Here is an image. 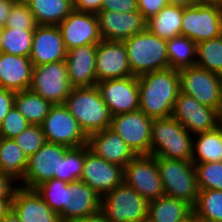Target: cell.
Instances as JSON below:
<instances>
[{"mask_svg": "<svg viewBox=\"0 0 222 222\" xmlns=\"http://www.w3.org/2000/svg\"><path fill=\"white\" fill-rule=\"evenodd\" d=\"M41 128L46 142L69 148L87 145L88 137L64 104L51 106Z\"/></svg>", "mask_w": 222, "mask_h": 222, "instance_id": "30bf717a", "label": "cell"}, {"mask_svg": "<svg viewBox=\"0 0 222 222\" xmlns=\"http://www.w3.org/2000/svg\"><path fill=\"white\" fill-rule=\"evenodd\" d=\"M197 44L183 35L167 40L170 68L180 70L195 66Z\"/></svg>", "mask_w": 222, "mask_h": 222, "instance_id": "1f68e13d", "label": "cell"}, {"mask_svg": "<svg viewBox=\"0 0 222 222\" xmlns=\"http://www.w3.org/2000/svg\"><path fill=\"white\" fill-rule=\"evenodd\" d=\"M3 35V27L0 26V52H1V39Z\"/></svg>", "mask_w": 222, "mask_h": 222, "instance_id": "6f0895ef", "label": "cell"}, {"mask_svg": "<svg viewBox=\"0 0 222 222\" xmlns=\"http://www.w3.org/2000/svg\"><path fill=\"white\" fill-rule=\"evenodd\" d=\"M193 217L201 222H222V191L199 190Z\"/></svg>", "mask_w": 222, "mask_h": 222, "instance_id": "d6a6232c", "label": "cell"}, {"mask_svg": "<svg viewBox=\"0 0 222 222\" xmlns=\"http://www.w3.org/2000/svg\"><path fill=\"white\" fill-rule=\"evenodd\" d=\"M29 125L30 123L13 105L0 124V137L13 139L23 132Z\"/></svg>", "mask_w": 222, "mask_h": 222, "instance_id": "60d3db41", "label": "cell"}, {"mask_svg": "<svg viewBox=\"0 0 222 222\" xmlns=\"http://www.w3.org/2000/svg\"><path fill=\"white\" fill-rule=\"evenodd\" d=\"M195 66L222 76V35L197 43Z\"/></svg>", "mask_w": 222, "mask_h": 222, "instance_id": "836d02e7", "label": "cell"}, {"mask_svg": "<svg viewBox=\"0 0 222 222\" xmlns=\"http://www.w3.org/2000/svg\"><path fill=\"white\" fill-rule=\"evenodd\" d=\"M15 0H0V26L5 27L11 7Z\"/></svg>", "mask_w": 222, "mask_h": 222, "instance_id": "7dc6e473", "label": "cell"}, {"mask_svg": "<svg viewBox=\"0 0 222 222\" xmlns=\"http://www.w3.org/2000/svg\"><path fill=\"white\" fill-rule=\"evenodd\" d=\"M123 182L136 190L148 202L165 195L156 158L136 155L124 167Z\"/></svg>", "mask_w": 222, "mask_h": 222, "instance_id": "9c48e42d", "label": "cell"}, {"mask_svg": "<svg viewBox=\"0 0 222 222\" xmlns=\"http://www.w3.org/2000/svg\"><path fill=\"white\" fill-rule=\"evenodd\" d=\"M69 147L46 142L34 155L28 158L24 174V188L34 189L44 181L60 179L61 161Z\"/></svg>", "mask_w": 222, "mask_h": 222, "instance_id": "7c38bea8", "label": "cell"}, {"mask_svg": "<svg viewBox=\"0 0 222 222\" xmlns=\"http://www.w3.org/2000/svg\"><path fill=\"white\" fill-rule=\"evenodd\" d=\"M96 86L112 116L139 110L137 76L104 80Z\"/></svg>", "mask_w": 222, "mask_h": 222, "instance_id": "e0dca14e", "label": "cell"}, {"mask_svg": "<svg viewBox=\"0 0 222 222\" xmlns=\"http://www.w3.org/2000/svg\"><path fill=\"white\" fill-rule=\"evenodd\" d=\"M132 76L128 56L123 41L101 40L96 49L97 83L109 79Z\"/></svg>", "mask_w": 222, "mask_h": 222, "instance_id": "d6986e66", "label": "cell"}, {"mask_svg": "<svg viewBox=\"0 0 222 222\" xmlns=\"http://www.w3.org/2000/svg\"><path fill=\"white\" fill-rule=\"evenodd\" d=\"M96 16L102 40L124 41L146 30L147 20L139 11H99Z\"/></svg>", "mask_w": 222, "mask_h": 222, "instance_id": "ac0fdd59", "label": "cell"}, {"mask_svg": "<svg viewBox=\"0 0 222 222\" xmlns=\"http://www.w3.org/2000/svg\"><path fill=\"white\" fill-rule=\"evenodd\" d=\"M123 172L124 168L100 158L85 145V161L80 180L100 197L123 183Z\"/></svg>", "mask_w": 222, "mask_h": 222, "instance_id": "9a60e30c", "label": "cell"}, {"mask_svg": "<svg viewBox=\"0 0 222 222\" xmlns=\"http://www.w3.org/2000/svg\"><path fill=\"white\" fill-rule=\"evenodd\" d=\"M64 105L87 137L110 128L112 114L97 86L73 87Z\"/></svg>", "mask_w": 222, "mask_h": 222, "instance_id": "7a4b0ae2", "label": "cell"}, {"mask_svg": "<svg viewBox=\"0 0 222 222\" xmlns=\"http://www.w3.org/2000/svg\"><path fill=\"white\" fill-rule=\"evenodd\" d=\"M166 5H168L167 0H137L138 11L146 20L155 16Z\"/></svg>", "mask_w": 222, "mask_h": 222, "instance_id": "b9f144b4", "label": "cell"}, {"mask_svg": "<svg viewBox=\"0 0 222 222\" xmlns=\"http://www.w3.org/2000/svg\"><path fill=\"white\" fill-rule=\"evenodd\" d=\"M100 198L81 180L68 183L67 207L59 215L61 222H70L97 213L100 210Z\"/></svg>", "mask_w": 222, "mask_h": 222, "instance_id": "cb8c5ba5", "label": "cell"}, {"mask_svg": "<svg viewBox=\"0 0 222 222\" xmlns=\"http://www.w3.org/2000/svg\"><path fill=\"white\" fill-rule=\"evenodd\" d=\"M200 4L218 6L222 8V0H199Z\"/></svg>", "mask_w": 222, "mask_h": 222, "instance_id": "db71d44e", "label": "cell"}, {"mask_svg": "<svg viewBox=\"0 0 222 222\" xmlns=\"http://www.w3.org/2000/svg\"><path fill=\"white\" fill-rule=\"evenodd\" d=\"M166 196L183 200L195 206L199 188L192 161L155 157Z\"/></svg>", "mask_w": 222, "mask_h": 222, "instance_id": "5b68a950", "label": "cell"}, {"mask_svg": "<svg viewBox=\"0 0 222 222\" xmlns=\"http://www.w3.org/2000/svg\"><path fill=\"white\" fill-rule=\"evenodd\" d=\"M67 186L66 181L53 178L42 182L34 189L46 204L60 215L67 207Z\"/></svg>", "mask_w": 222, "mask_h": 222, "instance_id": "d590c367", "label": "cell"}, {"mask_svg": "<svg viewBox=\"0 0 222 222\" xmlns=\"http://www.w3.org/2000/svg\"><path fill=\"white\" fill-rule=\"evenodd\" d=\"M168 4L176 5L181 7H188L192 5H196L199 3V0H167Z\"/></svg>", "mask_w": 222, "mask_h": 222, "instance_id": "f907efd6", "label": "cell"}, {"mask_svg": "<svg viewBox=\"0 0 222 222\" xmlns=\"http://www.w3.org/2000/svg\"><path fill=\"white\" fill-rule=\"evenodd\" d=\"M180 92L194 97L199 103L216 109L222 76L191 66L178 70Z\"/></svg>", "mask_w": 222, "mask_h": 222, "instance_id": "4fadbf2b", "label": "cell"}, {"mask_svg": "<svg viewBox=\"0 0 222 222\" xmlns=\"http://www.w3.org/2000/svg\"><path fill=\"white\" fill-rule=\"evenodd\" d=\"M13 139L28 158L34 155L36 151L46 143L41 125L30 124L23 132Z\"/></svg>", "mask_w": 222, "mask_h": 222, "instance_id": "f35d334b", "label": "cell"}, {"mask_svg": "<svg viewBox=\"0 0 222 222\" xmlns=\"http://www.w3.org/2000/svg\"><path fill=\"white\" fill-rule=\"evenodd\" d=\"M74 9L87 13L97 14L102 9L104 0H72Z\"/></svg>", "mask_w": 222, "mask_h": 222, "instance_id": "f6af8a7d", "label": "cell"}, {"mask_svg": "<svg viewBox=\"0 0 222 222\" xmlns=\"http://www.w3.org/2000/svg\"><path fill=\"white\" fill-rule=\"evenodd\" d=\"M97 44L84 45L67 51L66 65L72 87H92L96 80Z\"/></svg>", "mask_w": 222, "mask_h": 222, "instance_id": "44dd1931", "label": "cell"}, {"mask_svg": "<svg viewBox=\"0 0 222 222\" xmlns=\"http://www.w3.org/2000/svg\"><path fill=\"white\" fill-rule=\"evenodd\" d=\"M15 184L0 171V199H13L14 192L18 187Z\"/></svg>", "mask_w": 222, "mask_h": 222, "instance_id": "bcb514c9", "label": "cell"}, {"mask_svg": "<svg viewBox=\"0 0 222 222\" xmlns=\"http://www.w3.org/2000/svg\"><path fill=\"white\" fill-rule=\"evenodd\" d=\"M152 119L141 110L112 116L110 129L117 133L136 155L151 154Z\"/></svg>", "mask_w": 222, "mask_h": 222, "instance_id": "8fae6325", "label": "cell"}, {"mask_svg": "<svg viewBox=\"0 0 222 222\" xmlns=\"http://www.w3.org/2000/svg\"><path fill=\"white\" fill-rule=\"evenodd\" d=\"M192 135L216 129L219 121L216 109L199 103L194 97L179 93L171 115Z\"/></svg>", "mask_w": 222, "mask_h": 222, "instance_id": "5bb4252c", "label": "cell"}, {"mask_svg": "<svg viewBox=\"0 0 222 222\" xmlns=\"http://www.w3.org/2000/svg\"><path fill=\"white\" fill-rule=\"evenodd\" d=\"M52 105L30 89L15 92L14 106L32 125H41Z\"/></svg>", "mask_w": 222, "mask_h": 222, "instance_id": "4dcf8cb0", "label": "cell"}, {"mask_svg": "<svg viewBox=\"0 0 222 222\" xmlns=\"http://www.w3.org/2000/svg\"><path fill=\"white\" fill-rule=\"evenodd\" d=\"M34 30L3 27L1 52L29 57L32 50Z\"/></svg>", "mask_w": 222, "mask_h": 222, "instance_id": "e575fe53", "label": "cell"}, {"mask_svg": "<svg viewBox=\"0 0 222 222\" xmlns=\"http://www.w3.org/2000/svg\"><path fill=\"white\" fill-rule=\"evenodd\" d=\"M199 190L222 191V162L194 164Z\"/></svg>", "mask_w": 222, "mask_h": 222, "instance_id": "74e56055", "label": "cell"}, {"mask_svg": "<svg viewBox=\"0 0 222 222\" xmlns=\"http://www.w3.org/2000/svg\"><path fill=\"white\" fill-rule=\"evenodd\" d=\"M65 49L98 44L102 38L96 14L73 10L59 25Z\"/></svg>", "mask_w": 222, "mask_h": 222, "instance_id": "2e32d148", "label": "cell"}, {"mask_svg": "<svg viewBox=\"0 0 222 222\" xmlns=\"http://www.w3.org/2000/svg\"><path fill=\"white\" fill-rule=\"evenodd\" d=\"M216 113H217L219 121L222 123V78H221V83L219 87V99H218V104L216 107Z\"/></svg>", "mask_w": 222, "mask_h": 222, "instance_id": "816d5d0a", "label": "cell"}, {"mask_svg": "<svg viewBox=\"0 0 222 222\" xmlns=\"http://www.w3.org/2000/svg\"><path fill=\"white\" fill-rule=\"evenodd\" d=\"M13 199H0V221L10 211Z\"/></svg>", "mask_w": 222, "mask_h": 222, "instance_id": "681fc988", "label": "cell"}, {"mask_svg": "<svg viewBox=\"0 0 222 222\" xmlns=\"http://www.w3.org/2000/svg\"><path fill=\"white\" fill-rule=\"evenodd\" d=\"M129 68L133 76L170 68L167 40L147 29L124 41Z\"/></svg>", "mask_w": 222, "mask_h": 222, "instance_id": "277c9868", "label": "cell"}, {"mask_svg": "<svg viewBox=\"0 0 222 222\" xmlns=\"http://www.w3.org/2000/svg\"><path fill=\"white\" fill-rule=\"evenodd\" d=\"M11 209L21 222H61L59 215L46 204L35 189L18 185Z\"/></svg>", "mask_w": 222, "mask_h": 222, "instance_id": "7402d4cb", "label": "cell"}, {"mask_svg": "<svg viewBox=\"0 0 222 222\" xmlns=\"http://www.w3.org/2000/svg\"><path fill=\"white\" fill-rule=\"evenodd\" d=\"M31 0H15L17 3L28 4Z\"/></svg>", "mask_w": 222, "mask_h": 222, "instance_id": "9f6ffc18", "label": "cell"}, {"mask_svg": "<svg viewBox=\"0 0 222 222\" xmlns=\"http://www.w3.org/2000/svg\"><path fill=\"white\" fill-rule=\"evenodd\" d=\"M27 165L28 157L14 139L0 137V171L13 182L17 181V185L20 183L19 186H21Z\"/></svg>", "mask_w": 222, "mask_h": 222, "instance_id": "4316f807", "label": "cell"}, {"mask_svg": "<svg viewBox=\"0 0 222 222\" xmlns=\"http://www.w3.org/2000/svg\"><path fill=\"white\" fill-rule=\"evenodd\" d=\"M15 92L0 87V124L14 105Z\"/></svg>", "mask_w": 222, "mask_h": 222, "instance_id": "ee69618b", "label": "cell"}, {"mask_svg": "<svg viewBox=\"0 0 222 222\" xmlns=\"http://www.w3.org/2000/svg\"><path fill=\"white\" fill-rule=\"evenodd\" d=\"M70 222H110L103 213L99 210L97 213L89 215L87 217L72 220Z\"/></svg>", "mask_w": 222, "mask_h": 222, "instance_id": "c3c4849f", "label": "cell"}, {"mask_svg": "<svg viewBox=\"0 0 222 222\" xmlns=\"http://www.w3.org/2000/svg\"><path fill=\"white\" fill-rule=\"evenodd\" d=\"M148 217L153 222H188L193 218V207L183 200L164 195L149 201Z\"/></svg>", "mask_w": 222, "mask_h": 222, "instance_id": "484cf974", "label": "cell"}, {"mask_svg": "<svg viewBox=\"0 0 222 222\" xmlns=\"http://www.w3.org/2000/svg\"><path fill=\"white\" fill-rule=\"evenodd\" d=\"M32 70L29 57L0 52V87L13 92L30 89Z\"/></svg>", "mask_w": 222, "mask_h": 222, "instance_id": "d4e9b609", "label": "cell"}, {"mask_svg": "<svg viewBox=\"0 0 222 222\" xmlns=\"http://www.w3.org/2000/svg\"><path fill=\"white\" fill-rule=\"evenodd\" d=\"M72 88L65 60L33 67L30 90L51 104H64Z\"/></svg>", "mask_w": 222, "mask_h": 222, "instance_id": "52a82bcc", "label": "cell"}, {"mask_svg": "<svg viewBox=\"0 0 222 222\" xmlns=\"http://www.w3.org/2000/svg\"><path fill=\"white\" fill-rule=\"evenodd\" d=\"M0 222H21L16 213L10 209L5 217Z\"/></svg>", "mask_w": 222, "mask_h": 222, "instance_id": "f5cc1de1", "label": "cell"}, {"mask_svg": "<svg viewBox=\"0 0 222 222\" xmlns=\"http://www.w3.org/2000/svg\"><path fill=\"white\" fill-rule=\"evenodd\" d=\"M28 5L37 25L58 26L74 10L72 0H31Z\"/></svg>", "mask_w": 222, "mask_h": 222, "instance_id": "f546056e", "label": "cell"}, {"mask_svg": "<svg viewBox=\"0 0 222 222\" xmlns=\"http://www.w3.org/2000/svg\"><path fill=\"white\" fill-rule=\"evenodd\" d=\"M193 137V164L222 162V124L214 130L194 134Z\"/></svg>", "mask_w": 222, "mask_h": 222, "instance_id": "83f0119b", "label": "cell"}, {"mask_svg": "<svg viewBox=\"0 0 222 222\" xmlns=\"http://www.w3.org/2000/svg\"><path fill=\"white\" fill-rule=\"evenodd\" d=\"M182 15L183 7L168 4L147 20L146 29L164 40H169L181 35Z\"/></svg>", "mask_w": 222, "mask_h": 222, "instance_id": "f1b7e54d", "label": "cell"}, {"mask_svg": "<svg viewBox=\"0 0 222 222\" xmlns=\"http://www.w3.org/2000/svg\"><path fill=\"white\" fill-rule=\"evenodd\" d=\"M67 50L58 26L37 25L29 56L33 67L66 59Z\"/></svg>", "mask_w": 222, "mask_h": 222, "instance_id": "ffe728a7", "label": "cell"}, {"mask_svg": "<svg viewBox=\"0 0 222 222\" xmlns=\"http://www.w3.org/2000/svg\"><path fill=\"white\" fill-rule=\"evenodd\" d=\"M148 204L123 182L100 198V211L110 222H137L148 216Z\"/></svg>", "mask_w": 222, "mask_h": 222, "instance_id": "8992f818", "label": "cell"}, {"mask_svg": "<svg viewBox=\"0 0 222 222\" xmlns=\"http://www.w3.org/2000/svg\"><path fill=\"white\" fill-rule=\"evenodd\" d=\"M85 161V145L69 148L61 161L60 180L67 183L80 180Z\"/></svg>", "mask_w": 222, "mask_h": 222, "instance_id": "8d00e7d4", "label": "cell"}, {"mask_svg": "<svg viewBox=\"0 0 222 222\" xmlns=\"http://www.w3.org/2000/svg\"><path fill=\"white\" fill-rule=\"evenodd\" d=\"M139 110L151 119L167 118L172 115L180 93L178 70L167 68L137 76Z\"/></svg>", "mask_w": 222, "mask_h": 222, "instance_id": "6da1fadb", "label": "cell"}, {"mask_svg": "<svg viewBox=\"0 0 222 222\" xmlns=\"http://www.w3.org/2000/svg\"><path fill=\"white\" fill-rule=\"evenodd\" d=\"M37 24L28 4L15 2L11 7L5 27L35 30Z\"/></svg>", "mask_w": 222, "mask_h": 222, "instance_id": "ab89813d", "label": "cell"}, {"mask_svg": "<svg viewBox=\"0 0 222 222\" xmlns=\"http://www.w3.org/2000/svg\"><path fill=\"white\" fill-rule=\"evenodd\" d=\"M192 147L193 135L175 118L152 119L150 155L191 161Z\"/></svg>", "mask_w": 222, "mask_h": 222, "instance_id": "3957f363", "label": "cell"}, {"mask_svg": "<svg viewBox=\"0 0 222 222\" xmlns=\"http://www.w3.org/2000/svg\"><path fill=\"white\" fill-rule=\"evenodd\" d=\"M101 11H138L137 0H104Z\"/></svg>", "mask_w": 222, "mask_h": 222, "instance_id": "7bdbcfd3", "label": "cell"}, {"mask_svg": "<svg viewBox=\"0 0 222 222\" xmlns=\"http://www.w3.org/2000/svg\"><path fill=\"white\" fill-rule=\"evenodd\" d=\"M181 35L196 44L222 35V8L200 3L183 7Z\"/></svg>", "mask_w": 222, "mask_h": 222, "instance_id": "ba28073f", "label": "cell"}, {"mask_svg": "<svg viewBox=\"0 0 222 222\" xmlns=\"http://www.w3.org/2000/svg\"><path fill=\"white\" fill-rule=\"evenodd\" d=\"M137 222H153V221L147 216L141 220H138Z\"/></svg>", "mask_w": 222, "mask_h": 222, "instance_id": "11a10c76", "label": "cell"}, {"mask_svg": "<svg viewBox=\"0 0 222 222\" xmlns=\"http://www.w3.org/2000/svg\"><path fill=\"white\" fill-rule=\"evenodd\" d=\"M192 222H201V221H198L196 220L194 217L192 218Z\"/></svg>", "mask_w": 222, "mask_h": 222, "instance_id": "680465c9", "label": "cell"}, {"mask_svg": "<svg viewBox=\"0 0 222 222\" xmlns=\"http://www.w3.org/2000/svg\"><path fill=\"white\" fill-rule=\"evenodd\" d=\"M87 146L95 155L122 168L136 156L125 141L110 128L89 135Z\"/></svg>", "mask_w": 222, "mask_h": 222, "instance_id": "603a6c76", "label": "cell"}]
</instances>
